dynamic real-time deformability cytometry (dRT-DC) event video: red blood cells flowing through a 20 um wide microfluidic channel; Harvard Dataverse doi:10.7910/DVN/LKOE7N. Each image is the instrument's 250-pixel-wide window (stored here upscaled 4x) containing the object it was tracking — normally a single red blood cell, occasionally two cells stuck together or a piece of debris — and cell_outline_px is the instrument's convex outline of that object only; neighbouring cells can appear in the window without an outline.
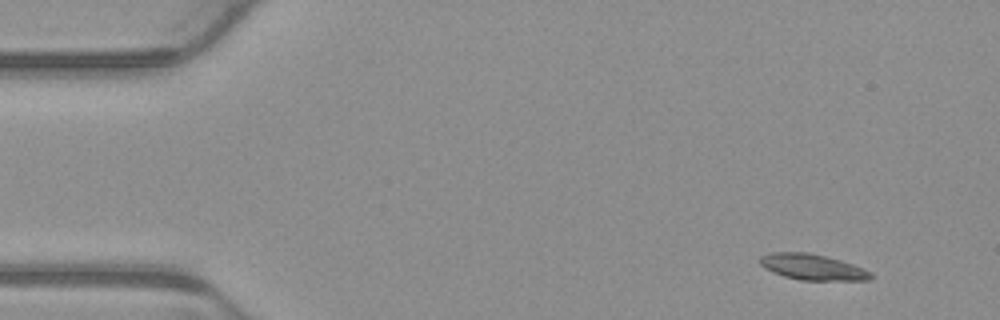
{"species": "common noctule bat (a hibernating species)", "species_latin": "Nyctalus noctula", "temperature_condition": "warm", "stored_images_in_passage": 4, "camera_frame_rate_fps": 3000, "um_per_image_px": 0.085, "animal": {"sex": "male", "body_mass_g": 23.1, "forearm_length_mm": 52.7}, "frame": {"image": 1, "passage_image": 1, "time_ms": 0.0, "image_size_px": [1000, 320], "cell_outline_px": [[872, 276], [868, 280], [800, 280], [784, 276], [772, 272], [764, 268], [760, 264], [760, 256], [772, 252], [808, 252], [840, 260], [864, 268], [872, 272]], "centroid_in_image_um": [69.04, 22.7], "position_along_channel_um": 16.0, "area_um2": 16.65}}
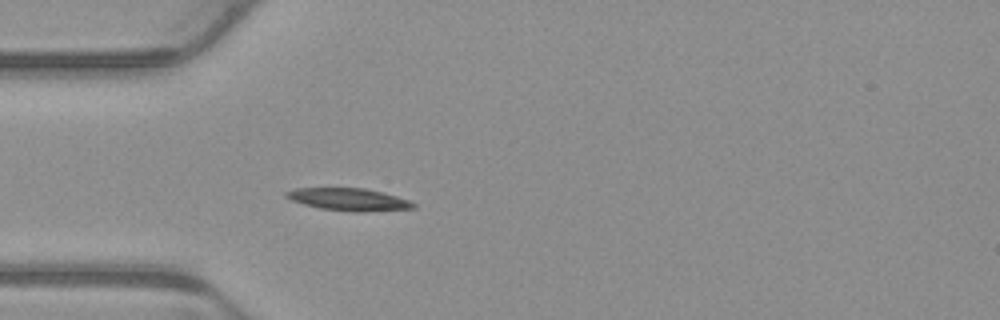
{"frame": {"image": 2, "passage_image": 4, "time_ms": 1.0, "image_size_px": [1000, 320], "cell_outline_px": [[416, 208], [360, 212], [352, 212], [320, 208], [304, 204], [292, 200], [284, 196], [284, 192], [296, 188], [364, 188], [396, 196], [408, 200], [416, 204]], "centroid_in_image_um": [29.62, 16.95], "position_along_channel_um": 55.4, "area_um2": 16.47}}